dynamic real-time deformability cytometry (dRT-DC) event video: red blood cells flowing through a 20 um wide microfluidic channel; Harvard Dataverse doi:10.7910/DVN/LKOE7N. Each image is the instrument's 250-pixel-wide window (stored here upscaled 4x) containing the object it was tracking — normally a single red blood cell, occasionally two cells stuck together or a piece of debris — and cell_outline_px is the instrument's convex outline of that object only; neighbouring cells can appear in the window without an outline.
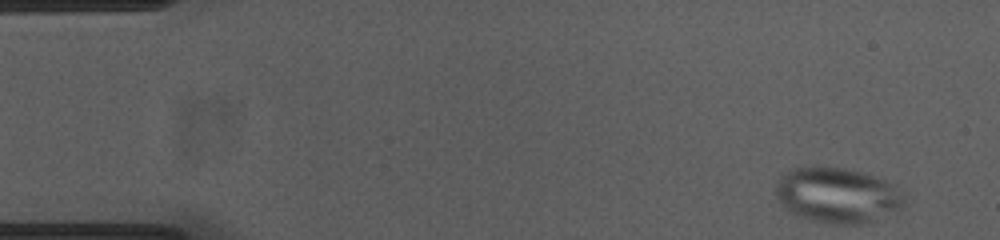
{"species": "common noctule bat (a hibernating species)", "species_latin": "Nyctalus noctula", "temperature_condition": "cold", "stored_images_in_passage": 51, "camera_frame_rate_fps": 3000, "um_per_image_px": 0.085, "animal": {"sex": "female", "body_mass_g": 23.0, "forearm_length_mm": 53.4}, "frame": {"image": 1, "passage_image": 1, "time_ms": 0.0, "image_size_px": [1000, 240], "cell_outline_px": [[904, 204], [900, 208], [872, 220], [860, 224], [832, 224], [812, 220], [788, 212], [776, 196], [776, 184], [780, 176], [784, 172], [796, 168], [844, 168], [860, 172], [896, 184], [904, 192]], "centroid_in_image_um": [71.17, 16.6], "position_along_channel_um": 13.8, "area_um2": 40.98}}
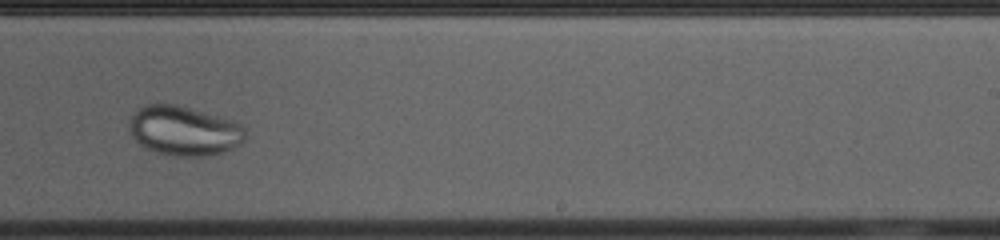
{"frame": {"image": 2, "passage_image": 31, "time_ms": 10.0, "image_size_px": [1000, 240], "cell_outline_px": [[248, 132], [244, 140], [240, 144], [220, 152], [204, 156], [172, 156], [148, 148], [140, 144], [132, 136], [128, 128], [132, 116], [136, 108], [144, 104], [176, 104], [216, 116], [240, 124]], "centroid_in_image_um": [15.61, 11.11], "position_along_channel_um": 273.4, "area_um2": 33.06}}
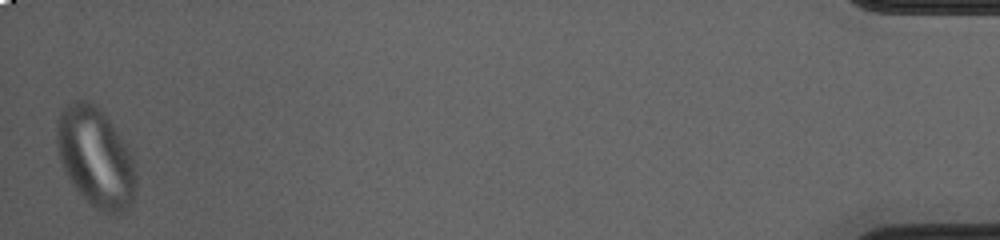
{"frame": {"image": 3, "passage_image": 51, "time_ms": 16.667, "image_size_px": [1000, 240], "cell_outline_px": [[136, 184], [132, 200], [128, 208], [124, 212], [116, 216], [112, 216], [100, 212], [72, 184], [60, 160], [56, 144], [56, 124], [60, 112], [68, 104], [76, 100], [84, 100], [92, 104], [104, 112], [128, 148], [132, 156], [136, 168]], "centroid_in_image_um": [8.14, 13.39], "position_along_channel_um": 427.1, "area_um2": 45.84}}